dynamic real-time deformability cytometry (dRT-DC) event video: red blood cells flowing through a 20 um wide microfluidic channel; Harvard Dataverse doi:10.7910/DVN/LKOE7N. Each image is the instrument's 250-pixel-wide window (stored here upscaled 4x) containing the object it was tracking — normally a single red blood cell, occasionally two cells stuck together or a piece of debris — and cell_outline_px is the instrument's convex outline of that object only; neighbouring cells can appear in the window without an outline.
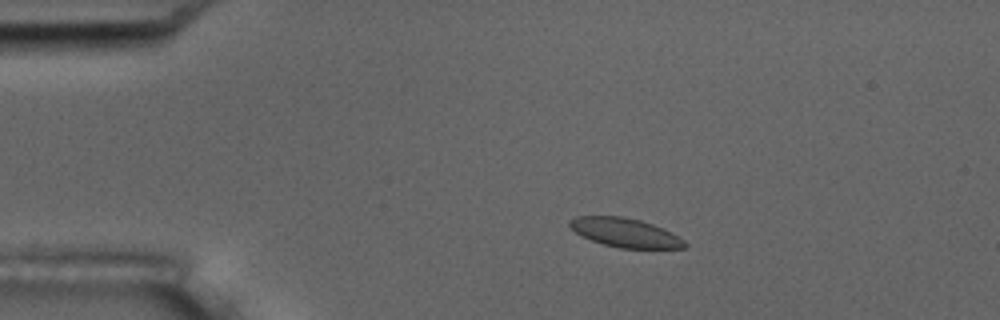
{"species": "common noctule bat (a hibernating species)", "species_latin": "Nyctalus noctula", "temperature_condition": "room temperature", "stored_images_in_passage": 4, "camera_frame_rate_fps": 3000, "um_per_image_px": 0.085, "animal": {"sex": "male", "body_mass_g": 17.5, "forearm_length_mm": 52.3}, "frame": {"image": 1, "passage_image": 3, "time_ms": 2.333, "image_size_px": [1000, 320], "cell_outline_px": [[688, 244], [684, 248], [620, 248], [604, 244], [592, 240], [576, 232], [568, 224], [568, 220], [576, 216], [620, 216], [640, 220], [664, 228], [672, 232], [684, 240]], "centroid_in_image_um": [53.16, 19.77], "position_along_channel_um": 31.8, "area_um2": 19.31}}